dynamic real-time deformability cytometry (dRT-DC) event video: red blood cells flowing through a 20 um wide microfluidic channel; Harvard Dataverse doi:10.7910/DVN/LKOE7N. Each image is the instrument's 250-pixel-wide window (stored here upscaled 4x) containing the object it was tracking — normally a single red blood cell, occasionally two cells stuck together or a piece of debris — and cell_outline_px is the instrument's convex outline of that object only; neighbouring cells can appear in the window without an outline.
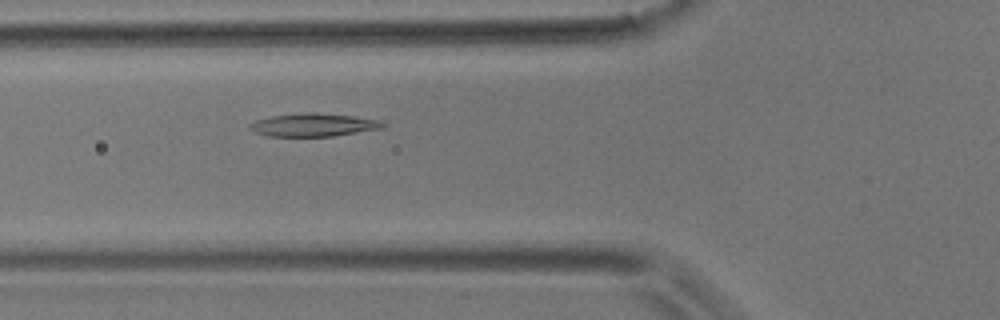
{"species": "common noctule bat (a hibernating species)", "species_latin": "Nyctalus noctula", "temperature_condition": "room temperature", "stored_images_in_passage": 36, "camera_frame_rate_fps": 3000, "um_per_image_px": 0.085, "animal": {"sex": "male", "body_mass_g": 17.9}, "frame": {"image": 1, "passage_image": 7, "time_ms": 2.0, "image_size_px": [1000, 320], "cell_outline_px": [[388, 124], [384, 128], [332, 136], [268, 136], [256, 132], [248, 128], [248, 124], [256, 120], [272, 116], [308, 112], [312, 112], [352, 116], [380, 120]], "centroid_in_image_um": [26.67, 10.62], "position_along_channel_um": 99.1, "area_um2": 17.8}}
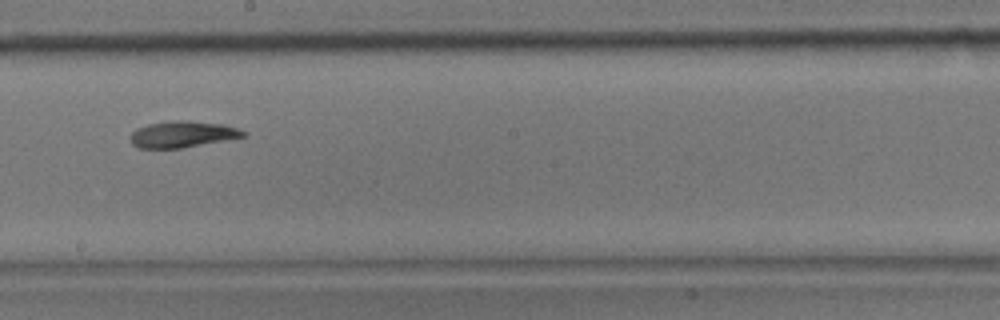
{"frame": {"image": 2, "passage_image": 16, "time_ms": 5.0, "image_size_px": [1000, 320], "cell_outline_px": [[248, 136], [180, 148], [140, 148], [132, 144], [128, 136], [136, 128], [148, 124], [172, 120], [188, 120], [224, 124], [248, 132]], "centroid_in_image_um": [15.51, 11.4], "position_along_channel_um": 232.7, "area_um2": 17.51}}
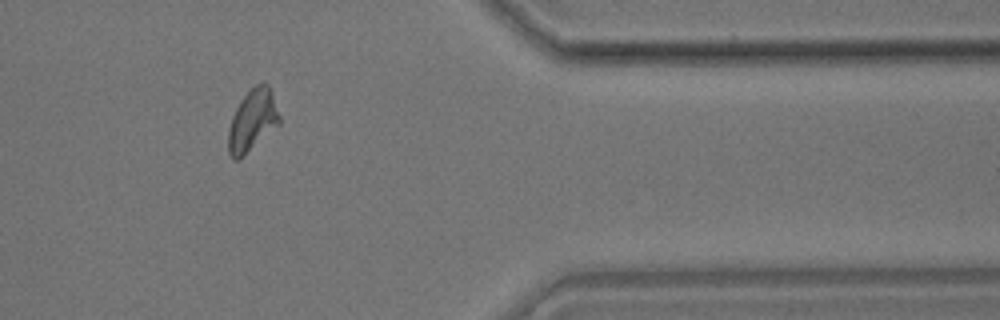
{"frame": {"image": 3, "passage_image": 28, "time_ms": 9.0, "image_size_px": [1000, 320], "cell_outline_px": [[280, 124], [240, 160], [232, 160], [228, 152], [228, 132], [232, 116], [240, 100], [256, 84], [264, 80], [268, 84], [272, 92], [280, 116]], "centroid_in_image_um": [21.46, 10.26], "position_along_channel_um": 389.9, "area_um2": 18.67}}